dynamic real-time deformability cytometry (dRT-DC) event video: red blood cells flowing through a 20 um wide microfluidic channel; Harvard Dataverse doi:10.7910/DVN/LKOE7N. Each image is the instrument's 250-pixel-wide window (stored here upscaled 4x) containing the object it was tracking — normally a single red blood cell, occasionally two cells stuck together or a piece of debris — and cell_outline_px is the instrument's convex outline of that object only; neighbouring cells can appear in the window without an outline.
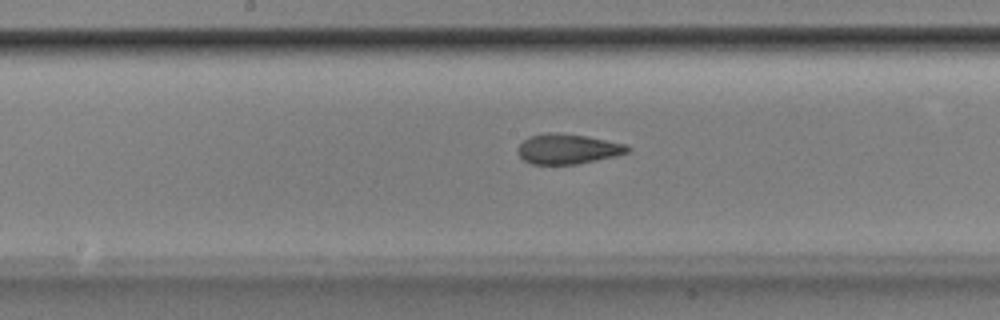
{"species": "Egyptian fruit bat (a non-hibernating species)", "species_latin": "Rousettus aegyptiacus", "temperature_condition": "room temperature", "stored_images_in_passage": 51, "camera_frame_rate_fps": 3000, "um_per_image_px": 0.085, "animal": {"sex": "male"}, "frame": {"image": 1, "passage_image": 26, "time_ms": 8.333, "image_size_px": [1000, 320], "cell_outline_px": [[632, 148], [628, 152], [616, 156], [576, 164], [532, 164], [524, 160], [520, 156], [516, 148], [528, 136], [548, 132], [556, 132], [584, 136], [628, 144]], "centroid_in_image_um": [48.26, 12.65], "position_along_channel_um": 199.9, "area_um2": 19.25}}
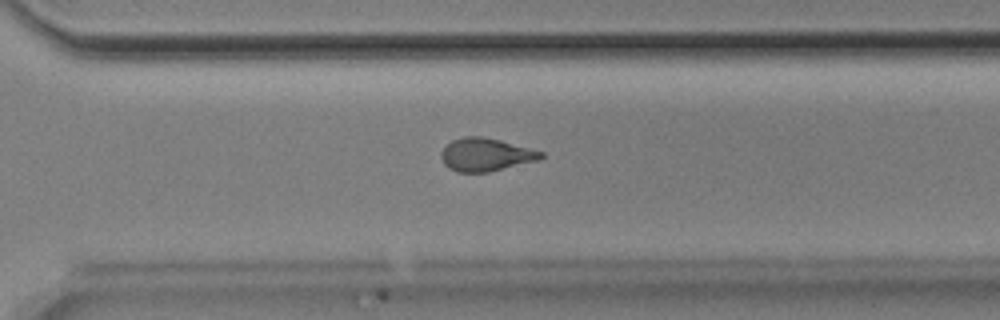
{"frame": {"image": 2, "passage_image": 36, "time_ms": 11.667, "image_size_px": [1000, 320], "cell_outline_px": [[544, 156], [540, 160], [488, 172], [456, 172], [448, 168], [444, 164], [440, 156], [444, 148], [452, 140], [464, 136], [480, 136], [500, 140], [544, 152]], "centroid_in_image_um": [41.29, 13.15], "position_along_channel_um": 329.3, "area_um2": 19.19}}
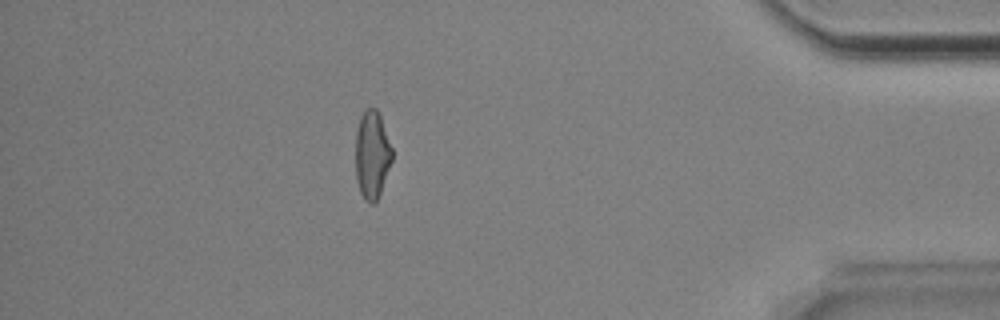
{"frame": {"image": 3, "passage_image": 45, "time_ms": 14.667, "image_size_px": [1000, 320], "cell_outline_px": [[392, 160], [380, 192], [376, 200], [372, 204], [364, 200], [360, 192], [356, 180], [356, 132], [360, 116], [368, 108], [376, 108], [380, 116], [392, 148]], "centroid_in_image_um": [31.61, 13.16], "position_along_channel_um": 403.6, "area_um2": 18.5}, "authors_computed_cell_mechanics": {"area_um2": 19.5364, "velocity_mm_per_s": 3.9016, "shape_relaxation_time_tau1_ms": 6.175, "shape_relaxation_time_tau2_ms": 2.2704, "deformation_change_tau1": 0.1675, "deformation_change_tau2": 0.0917}}